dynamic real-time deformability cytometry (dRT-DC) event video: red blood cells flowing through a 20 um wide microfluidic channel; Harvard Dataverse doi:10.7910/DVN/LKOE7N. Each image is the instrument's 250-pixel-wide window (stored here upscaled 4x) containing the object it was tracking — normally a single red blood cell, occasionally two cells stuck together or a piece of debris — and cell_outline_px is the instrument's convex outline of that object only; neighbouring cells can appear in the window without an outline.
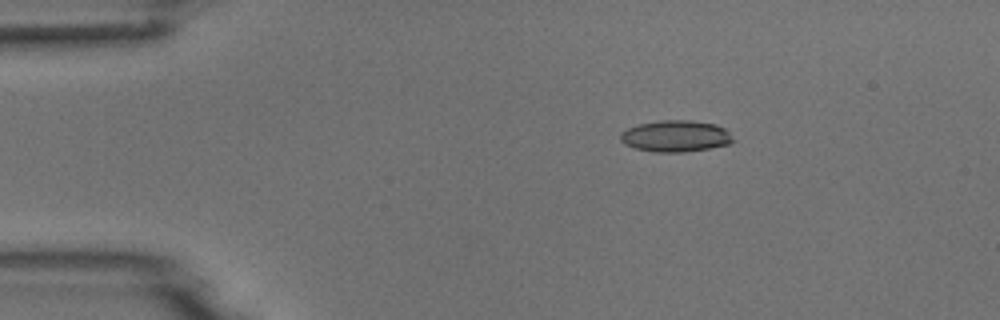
{"species": "common noctule bat (a hibernating species)", "species_latin": "Nyctalus noctula", "temperature_condition": "room temperature", "stored_images_in_passage": 4, "camera_frame_rate_fps": 3000, "um_per_image_px": 0.085, "animal": {"sex": "male", "body_mass_g": 18.8}, "frame": {"image": 1, "passage_image": 2, "time_ms": 2.0, "image_size_px": [1000, 320], "cell_outline_px": [[736, 140], [728, 144], [708, 148], [684, 152], [656, 152], [636, 148], [624, 144], [620, 140], [620, 132], [628, 128], [640, 124], [660, 120], [692, 120], [716, 124], [724, 128]], "centroid_in_image_um": [57.43, 11.56], "position_along_channel_um": 27.6, "area_um2": 20.63}}
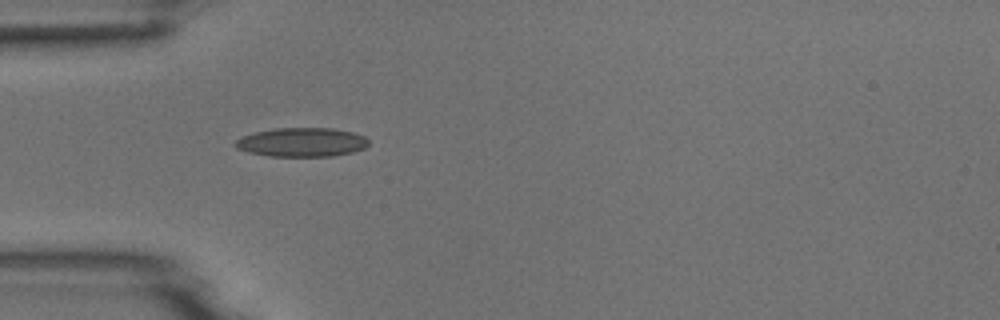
{"frame": {"image": 2, "passage_image": 4, "time_ms": 4.333, "image_size_px": [1000, 320], "cell_outline_px": [[368, 144], [364, 148], [352, 152], [332, 156], [272, 156], [248, 152], [236, 148], [232, 144], [240, 136], [256, 132], [276, 128], [332, 128], [352, 132], [364, 136], [368, 140]], "centroid_in_image_um": [25.62, 12.09], "position_along_channel_um": 59.4, "area_um2": 22.48}}